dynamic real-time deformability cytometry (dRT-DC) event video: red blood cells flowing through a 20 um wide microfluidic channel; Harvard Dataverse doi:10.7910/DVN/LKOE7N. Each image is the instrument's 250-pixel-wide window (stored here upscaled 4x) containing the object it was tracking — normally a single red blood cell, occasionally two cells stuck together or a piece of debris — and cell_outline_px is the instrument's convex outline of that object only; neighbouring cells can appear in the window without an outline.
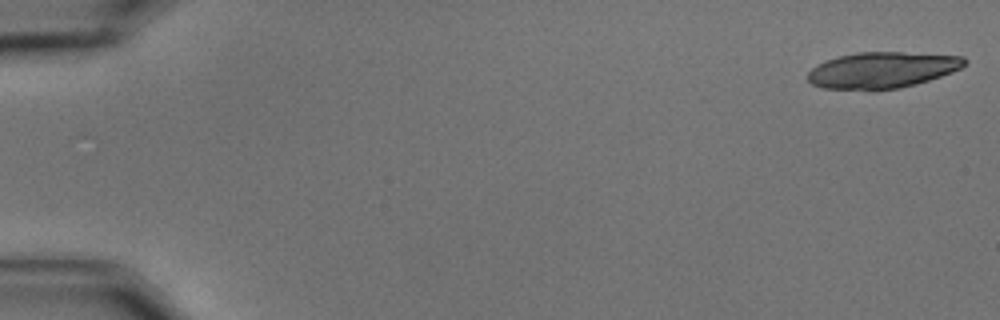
{"species": "common noctule bat (a hibernating species)", "species_latin": "Nyctalus noctula", "temperature_condition": "cold", "stored_images_in_passage": 20, "camera_frame_rate_fps": 3000, "um_per_image_px": 0.085, "animal": {"sex": "male", "body_mass_g": 15.6}, "frame": {"image": 1, "passage_image": 1, "time_ms": 0.0, "image_size_px": [1000, 320], "cell_outline_px": [[968, 60], [960, 68], [952, 72], [916, 84], [900, 88], [876, 92], [868, 92], [824, 88], [812, 84], [808, 80], [808, 72], [816, 64], [840, 56], [856, 52], [900, 52], [964, 56]], "centroid_in_image_um": [74.95, 5.99], "position_along_channel_um": 10.1, "area_um2": 33.58}}